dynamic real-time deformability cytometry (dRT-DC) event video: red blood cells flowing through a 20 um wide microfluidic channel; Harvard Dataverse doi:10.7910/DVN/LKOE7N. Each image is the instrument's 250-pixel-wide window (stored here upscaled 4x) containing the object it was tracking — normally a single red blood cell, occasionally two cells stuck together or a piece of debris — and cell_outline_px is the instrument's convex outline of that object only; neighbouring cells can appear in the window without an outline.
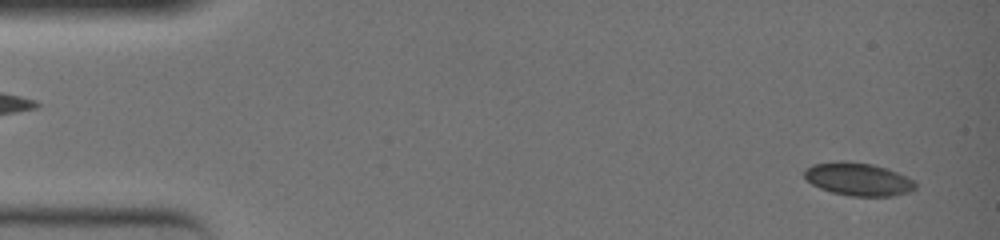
{"species": "common noctule bat (a hibernating species)", "species_latin": "Nyctalus noctula", "temperature_condition": "warm", "stored_images_in_passage": 49, "camera_frame_rate_fps": 3000, "um_per_image_px": 0.085, "animal": {"sex": "female", "body_mass_g": 19.0, "forearm_length_mm": 51.5}, "frame": {"image": 1, "passage_image": 2, "time_ms": 0.333, "image_size_px": [1000, 240], "cell_outline_px": [[916, 188], [908, 192], [892, 196], [852, 196], [832, 192], [820, 188], [812, 184], [804, 176], [804, 168], [812, 164], [836, 160], [844, 160], [872, 164], [888, 168], [912, 180], [916, 184]], "centroid_in_image_um": [72.91, 15.21], "position_along_channel_um": 12.1, "area_um2": 21.39}}
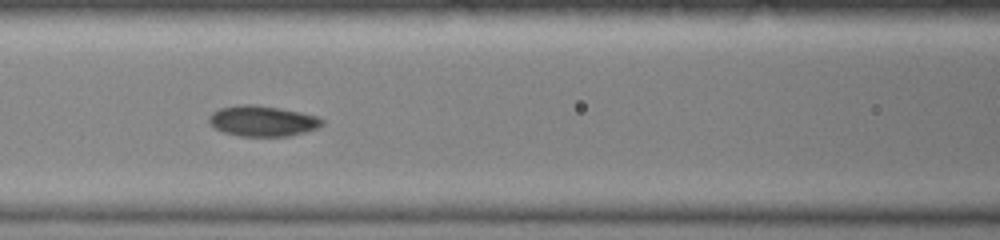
{"frame": {"image": 2, "passage_image": 22, "time_ms": 7.0, "image_size_px": [1000, 240], "cell_outline_px": [[324, 124], [316, 128], [304, 132], [288, 136], [240, 136], [224, 132], [216, 128], [208, 120], [208, 116], [212, 112], [220, 108], [240, 104], [256, 104], [280, 108], [320, 116], [324, 120]], "centroid_in_image_um": [22.33, 10.27], "position_along_channel_um": 144.3, "area_um2": 20.23}}
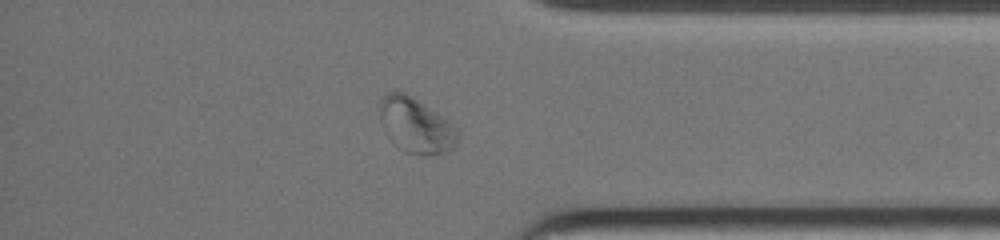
{"frame": {"image": 3, "passage_image": 42, "time_ms": 13.667, "image_size_px": [1000, 240], "cell_outline_px": [[460, 136], [456, 144], [452, 148], [440, 156], [420, 156], [404, 152], [400, 148], [380, 120], [376, 104], [380, 96], [384, 92], [404, 92], [412, 96], [460, 128]], "centroid_in_image_um": [35.38, 10.65], "position_along_channel_um": 399.8, "area_um2": 25.55}, "authors_computed_cell_mechanics": {"area_um2": 20.3456, "velocity_mm_per_s": 3.8866, "shape_relaxation_time_tau1_ms": null, "shape_relaxation_time_tau2_ms": 3.357, "deformation_change_tau1": null, "deformation_change_tau2": 0.0416}}